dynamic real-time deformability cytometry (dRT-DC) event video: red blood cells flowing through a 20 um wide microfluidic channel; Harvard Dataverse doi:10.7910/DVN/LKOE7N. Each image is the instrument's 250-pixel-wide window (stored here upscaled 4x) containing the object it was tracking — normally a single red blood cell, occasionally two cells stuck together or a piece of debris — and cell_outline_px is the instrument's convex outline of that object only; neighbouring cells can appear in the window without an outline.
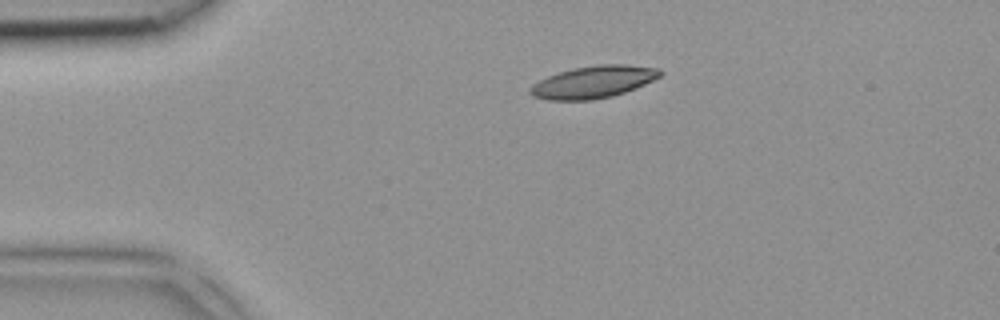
{"species": "common noctule bat (a hibernating species)", "species_latin": "Nyctalus noctula", "temperature_condition": "room temperature", "stored_images_in_passage": 2, "camera_frame_rate_fps": 3000, "um_per_image_px": 0.085, "animal": {"sex": "female", "body_mass_g": 18.4}, "frame": {"image": 1, "passage_image": 1, "time_ms": 0.0, "image_size_px": [1000, 320], "cell_outline_px": [[664, 72], [660, 76], [636, 88], [612, 96], [592, 100], [548, 100], [532, 96], [528, 92], [532, 84], [548, 76], [572, 68], [596, 64], [628, 64], [660, 68]], "centroid_in_image_um": [50.44, 6.96], "position_along_channel_um": 34.6, "area_um2": 24.51}}